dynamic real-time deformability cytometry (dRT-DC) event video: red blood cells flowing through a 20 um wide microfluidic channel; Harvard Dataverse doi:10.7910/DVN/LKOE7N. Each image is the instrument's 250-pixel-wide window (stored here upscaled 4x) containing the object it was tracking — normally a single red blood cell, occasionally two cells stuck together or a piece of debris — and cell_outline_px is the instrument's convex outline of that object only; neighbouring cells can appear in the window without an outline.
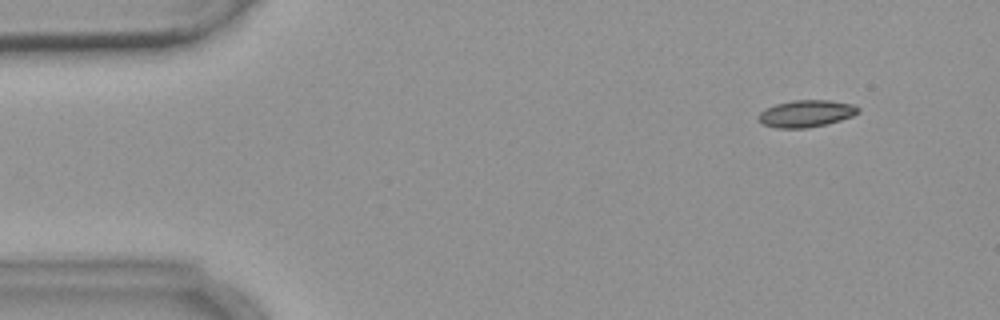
{"species": "common noctule bat (a hibernating species)", "species_latin": "Nyctalus noctula", "temperature_condition": "warm", "stored_images_in_passage": 4, "camera_frame_rate_fps": 3000, "um_per_image_px": 0.085, "animal": {"sex": "female", "body_mass_g": 18.4}, "frame": {"image": 1, "passage_image": 2, "time_ms": 1.0, "image_size_px": [1000, 320], "cell_outline_px": [[860, 112], [852, 116], [828, 124], [808, 128], [776, 128], [764, 124], [756, 120], [756, 116], [764, 108], [776, 104], [792, 100], [828, 100], [852, 104], [860, 108]], "centroid_in_image_um": [68.49, 9.66], "position_along_channel_um": 16.5, "area_um2": 15.9}}